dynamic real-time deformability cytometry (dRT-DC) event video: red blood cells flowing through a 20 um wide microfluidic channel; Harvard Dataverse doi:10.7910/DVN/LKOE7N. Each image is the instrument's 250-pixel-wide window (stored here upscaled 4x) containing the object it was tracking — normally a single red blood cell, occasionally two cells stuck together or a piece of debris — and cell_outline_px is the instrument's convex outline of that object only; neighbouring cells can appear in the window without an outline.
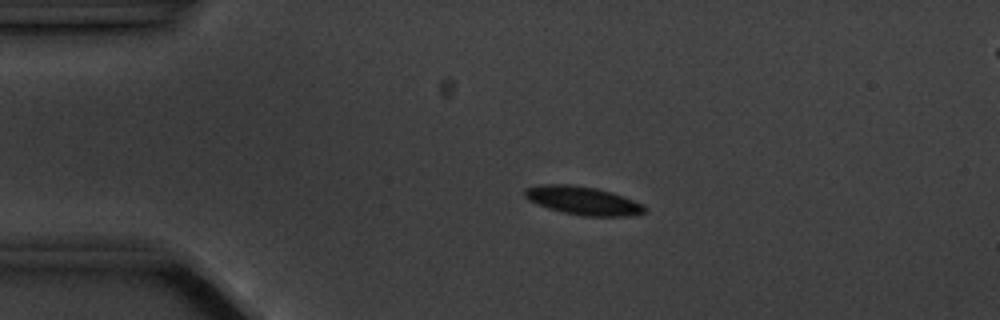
{"species": "common noctule bat (a hibernating species)", "species_latin": "Nyctalus noctula", "temperature_condition": "cold", "stored_images_in_passage": 7, "camera_frame_rate_fps": 3000, "um_per_image_px": 0.085, "animal": {"sex": "male", "body_mass_g": 20.1, "forearm_length_mm": 53.5}, "frame": {"image": 1, "passage_image": 4, "time_ms": 3.667, "image_size_px": [1000, 320], "cell_outline_px": [[644, 212], [628, 216], [580, 216], [548, 208], [528, 200], [524, 196], [524, 188], [544, 184], [568, 184], [596, 188], [644, 204]], "centroid_in_image_um": [49.49, 17.05], "position_along_channel_um": 35.5, "area_um2": 19.48}}
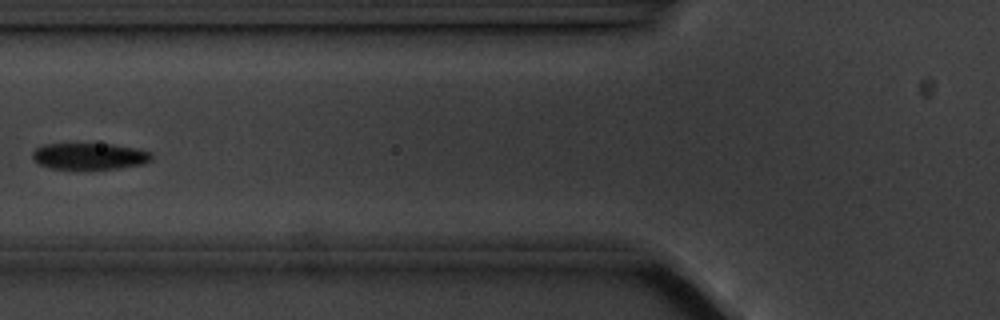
{"frame": {"image": 2, "passage_image": 7, "time_ms": 7.0, "image_size_px": [1000, 320], "cell_outline_px": [[152, 160], [144, 164], [120, 168], [52, 168], [40, 164], [32, 160], [32, 152], [36, 148], [44, 144], [112, 144], [136, 148], [152, 152]], "centroid_in_image_um": [7.63, 13.26], "position_along_channel_um": 118.2, "area_um2": 18.26}}